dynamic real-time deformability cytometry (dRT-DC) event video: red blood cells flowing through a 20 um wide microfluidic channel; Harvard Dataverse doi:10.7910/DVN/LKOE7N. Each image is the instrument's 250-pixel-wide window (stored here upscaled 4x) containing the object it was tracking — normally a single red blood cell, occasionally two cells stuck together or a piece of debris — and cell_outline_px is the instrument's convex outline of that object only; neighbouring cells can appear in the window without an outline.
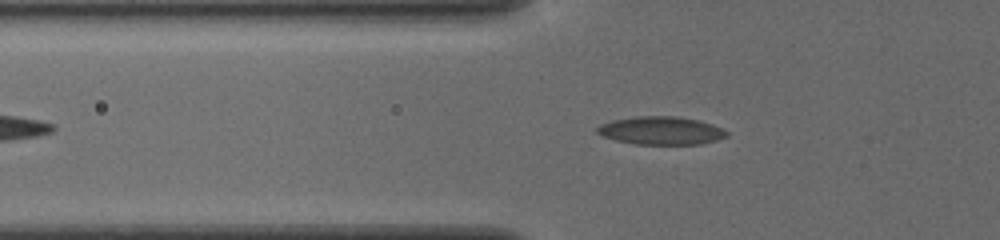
{"species": "common noctule bat (a hibernating species)", "species_latin": "Nyctalus noctula", "temperature_condition": "cold", "stored_images_in_passage": 42, "camera_frame_rate_fps": 3000, "um_per_image_px": 0.085, "animal": {"sex": "female", "body_mass_g": 19.5, "forearm_length_mm": 54.1}, "frame": {"image": 1, "passage_image": 11, "time_ms": 3.333, "image_size_px": [1000, 240], "cell_outline_px": [[728, 136], [716, 140], [700, 144], [632, 144], [616, 140], [604, 136], [596, 132], [596, 128], [600, 124], [612, 120], [636, 116], [676, 116], [696, 120], [712, 124], [728, 132]], "centroid_in_image_um": [56.16, 11.1], "position_along_channel_um": 69.6, "area_um2": 21.1}}
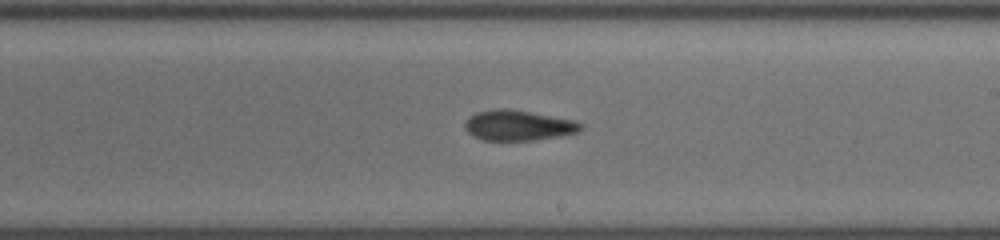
{"frame": {"image": 2, "passage_image": 25, "time_ms": 8.0, "image_size_px": [1000, 240], "cell_outline_px": [[580, 128], [576, 132], [560, 136], [536, 140], [480, 140], [472, 136], [464, 128], [464, 124], [468, 116], [476, 112], [492, 108], [508, 108], [572, 120], [580, 124]], "centroid_in_image_um": [43.93, 10.65], "position_along_channel_um": 245.1, "area_um2": 20.4}}
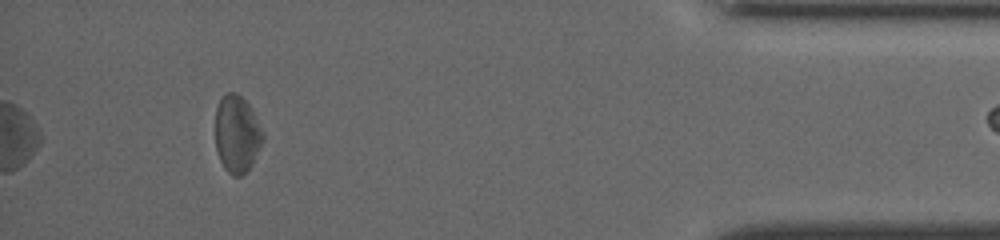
{"frame": {"image": 3, "passage_image": 42, "time_ms": 13.667, "image_size_px": [1000, 240], "cell_outline_px": [[264, 140], [252, 164], [240, 176], [232, 176], [224, 168], [220, 160], [216, 148], [216, 108], [220, 96], [228, 92], [236, 92], [252, 108], [264, 136]], "centroid_in_image_um": [20.13, 11.37], "position_along_channel_um": 415.1, "area_um2": 21.39}, "authors_computed_cell_mechanics": {"area_um2": 20.6924, "velocity_mm_per_s": 3.8425, "shape_relaxation_time_tau1_ms": null, "shape_relaxation_time_tau2_ms": 5.1701, "deformation_change_tau1": null, "deformation_change_tau2": 0.1102}}